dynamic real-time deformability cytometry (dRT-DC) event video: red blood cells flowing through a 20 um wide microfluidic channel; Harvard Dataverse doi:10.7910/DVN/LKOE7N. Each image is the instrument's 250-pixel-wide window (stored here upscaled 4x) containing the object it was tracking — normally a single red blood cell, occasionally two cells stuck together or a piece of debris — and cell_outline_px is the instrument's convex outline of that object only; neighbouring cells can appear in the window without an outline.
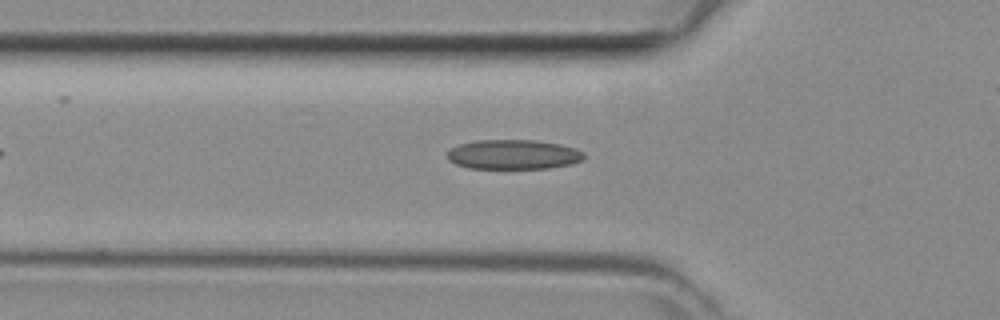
{"species": "common noctule bat (a hibernating species)", "species_latin": "Nyctalus noctula", "temperature_condition": "room temperature", "stored_images_in_passage": 29, "camera_frame_rate_fps": 3000, "um_per_image_px": 0.085, "animal": {"sex": "female", "body_mass_g": 29.2, "forearm_length_mm": 56.3}, "frame": {"image": 1, "passage_image": 4, "time_ms": 1.0, "image_size_px": [1000, 320], "cell_outline_px": [[584, 160], [572, 164], [548, 168], [468, 168], [456, 164], [448, 160], [448, 152], [452, 148], [460, 144], [476, 140], [536, 140], [560, 144], [576, 148], [584, 152]], "centroid_in_image_um": [43.67, 13.13], "position_along_channel_um": 82.1, "area_um2": 23.64}}
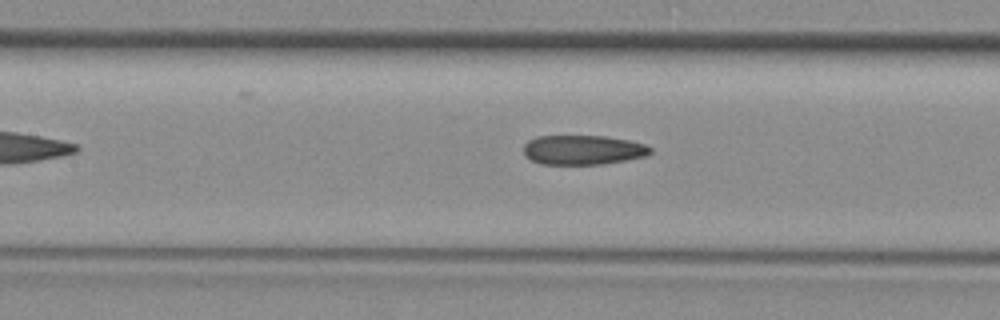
{"frame": {"image": 2, "passage_image": 9, "time_ms": 2.667, "image_size_px": [1000, 320], "cell_outline_px": [[652, 152], [648, 156], [600, 164], [540, 164], [524, 156], [524, 144], [528, 140], [536, 136], [604, 136], [628, 140], [644, 144], [652, 148]], "centroid_in_image_um": [49.54, 12.74], "position_along_channel_um": 157.9, "area_um2": 21.85}}
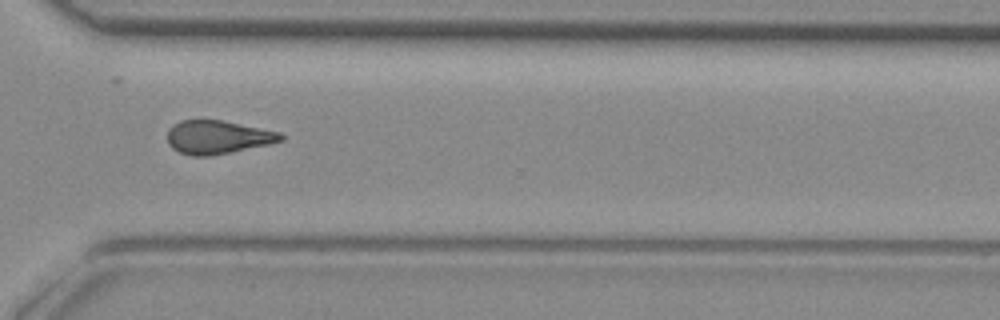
{"frame": {"image": 3, "passage_image": 22, "time_ms": 7.0, "image_size_px": [1000, 320], "cell_outline_px": [[284, 140], [268, 144], [208, 156], [192, 156], [180, 152], [172, 148], [168, 144], [168, 128], [180, 120], [220, 120], [280, 132], [284, 136]], "centroid_in_image_um": [18.47, 11.65], "position_along_channel_um": 352.1, "area_um2": 21.79}}